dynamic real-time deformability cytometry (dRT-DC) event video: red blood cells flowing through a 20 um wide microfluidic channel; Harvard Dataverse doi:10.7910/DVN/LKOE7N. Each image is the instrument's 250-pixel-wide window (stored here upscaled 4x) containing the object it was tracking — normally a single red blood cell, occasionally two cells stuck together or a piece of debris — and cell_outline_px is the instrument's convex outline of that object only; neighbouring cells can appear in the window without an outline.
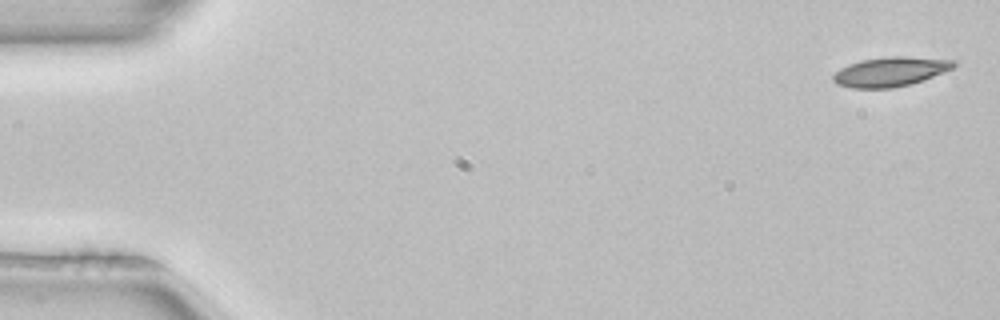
{"species": "common noctule bat (a hibernating species)", "species_latin": "Nyctalus noctula", "temperature_condition": "room temperature", "stored_images_in_passage": 3, "camera_frame_rate_fps": 3000, "um_per_image_px": 0.085, "animal": {"sex": "female", "body_mass_g": 22.7, "forearm_length_mm": 54.2}, "frame": {"image": 1, "passage_image": 1, "time_ms": 0.0, "image_size_px": [1000, 320], "cell_outline_px": [[960, 64], [952, 68], [924, 80], [912, 84], [892, 88], [852, 88], [836, 84], [832, 80], [832, 76], [840, 68], [848, 64], [864, 60], [892, 56], [904, 56], [956, 60]], "centroid_in_image_um": [75.7, 6.1], "position_along_channel_um": 9.3, "area_um2": 20.75}}
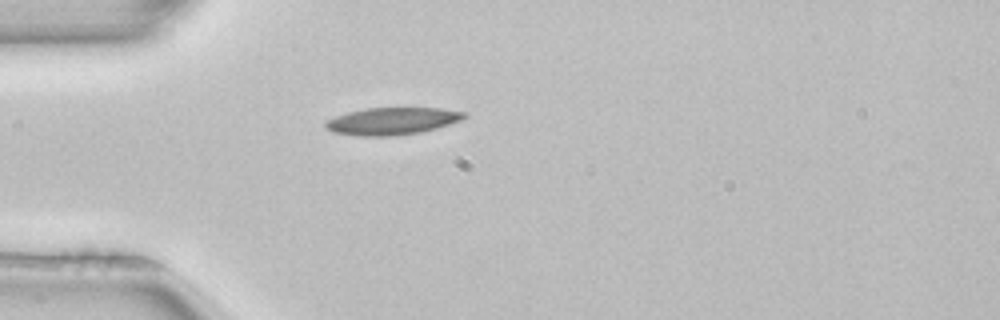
{"frame": {"image": 2, "passage_image": 3, "time_ms": 0.667, "image_size_px": [1000, 320], "cell_outline_px": [[468, 116], [460, 120], [436, 128], [420, 132], [396, 136], [356, 136], [332, 132], [324, 128], [324, 120], [348, 112], [364, 108], [440, 108], [468, 112]], "centroid_in_image_um": [33.29, 10.29], "position_along_channel_um": 51.7, "area_um2": 22.25}}